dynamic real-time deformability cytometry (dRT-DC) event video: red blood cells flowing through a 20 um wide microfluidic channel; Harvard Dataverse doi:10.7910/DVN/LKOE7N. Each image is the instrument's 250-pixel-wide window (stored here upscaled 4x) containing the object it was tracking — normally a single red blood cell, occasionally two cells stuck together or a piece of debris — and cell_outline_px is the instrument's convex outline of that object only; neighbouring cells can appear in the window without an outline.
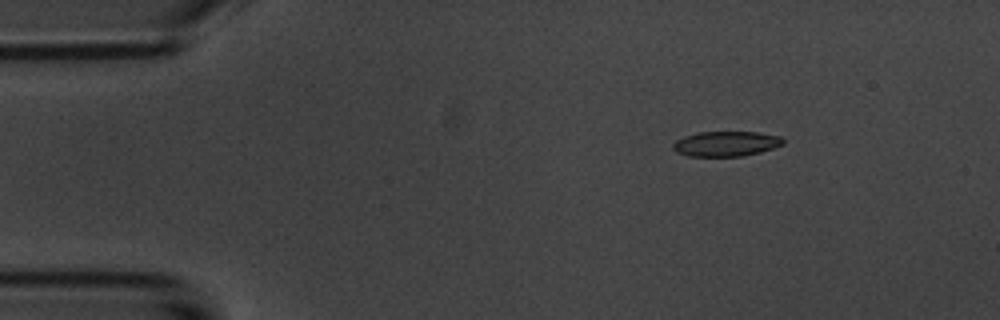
{"species": "common noctule bat (a hibernating species)", "species_latin": "Nyctalus noctula", "temperature_condition": "room temperature", "stored_images_in_passage": 5, "camera_frame_rate_fps": 3000, "um_per_image_px": 0.085, "animal": {"sex": "male", "body_mass_g": 20.1, "forearm_length_mm": 53.5}, "frame": {"image": 1, "passage_image": 3, "time_ms": 2.333, "image_size_px": [1000, 320], "cell_outline_px": [[784, 144], [760, 152], [744, 156], [688, 156], [676, 152], [672, 148], [672, 144], [676, 140], [684, 136], [696, 132], [760, 132], [780, 136], [784, 140]], "centroid_in_image_um": [61.69, 12.21], "position_along_channel_um": 23.3, "area_um2": 16.18}}